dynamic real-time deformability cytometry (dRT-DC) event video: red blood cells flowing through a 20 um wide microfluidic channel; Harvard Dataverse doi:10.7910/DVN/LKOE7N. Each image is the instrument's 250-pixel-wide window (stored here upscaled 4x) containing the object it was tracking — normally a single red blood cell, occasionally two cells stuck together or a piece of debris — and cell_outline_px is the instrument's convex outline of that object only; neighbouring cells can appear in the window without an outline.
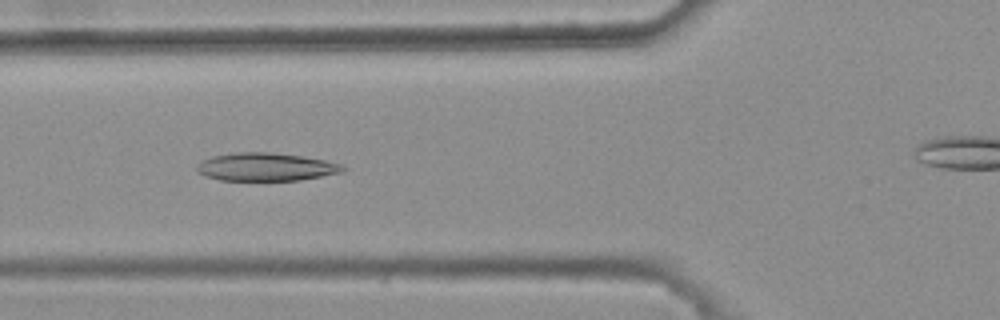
{"species": "common noctule bat (a hibernating species)", "species_latin": "Nyctalus noctula", "temperature_condition": "warm", "stored_images_in_passage": 47, "camera_frame_rate_fps": 3000, "um_per_image_px": 0.085, "animal": {"sex": "female", "body_mass_g": 25.1}, "frame": {"image": 1, "passage_image": 20, "time_ms": 6.333, "image_size_px": [1000, 320], "cell_outline_px": [[348, 168], [344, 172], [300, 180], [220, 180], [204, 176], [196, 172], [196, 164], [212, 156], [236, 152], [268, 152], [304, 156], [324, 160], [340, 164]], "centroid_in_image_um": [22.59, 14.19], "position_along_channel_um": 103.2, "area_um2": 23.99}}
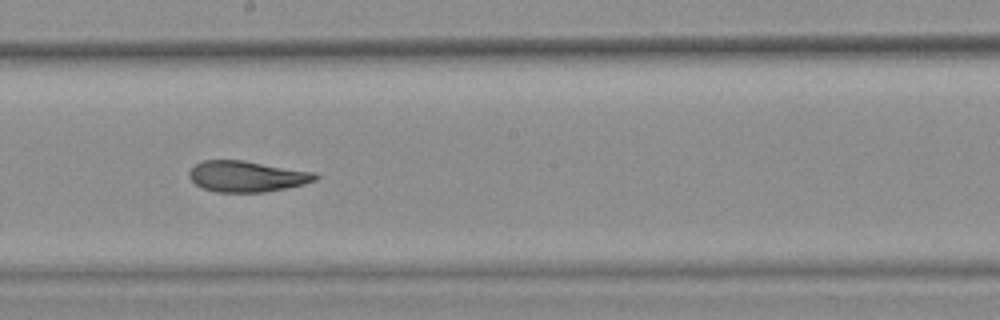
{"frame": {"image": 2, "passage_image": 30, "time_ms": 9.667, "image_size_px": [1000, 320], "cell_outline_px": [[320, 176], [316, 180], [304, 184], [264, 192], [216, 192], [204, 188], [196, 184], [188, 176], [188, 172], [196, 164], [204, 160], [244, 160], [316, 172]], "centroid_in_image_um": [21.01, 14.98], "position_along_channel_um": 227.2, "area_um2": 22.77}}
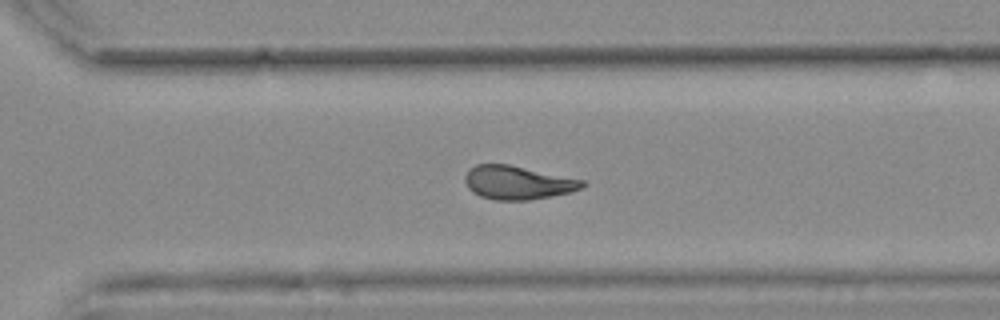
{"frame": {"image": 3, "passage_image": 38, "time_ms": 12.333, "image_size_px": [1000, 320], "cell_outline_px": [[588, 184], [572, 192], [552, 196], [528, 200], [492, 200], [480, 196], [472, 192], [468, 188], [464, 180], [464, 176], [468, 168], [476, 164], [508, 164], [584, 180]], "centroid_in_image_um": [43.97, 15.52], "position_along_channel_um": 326.6, "area_um2": 23.12}}